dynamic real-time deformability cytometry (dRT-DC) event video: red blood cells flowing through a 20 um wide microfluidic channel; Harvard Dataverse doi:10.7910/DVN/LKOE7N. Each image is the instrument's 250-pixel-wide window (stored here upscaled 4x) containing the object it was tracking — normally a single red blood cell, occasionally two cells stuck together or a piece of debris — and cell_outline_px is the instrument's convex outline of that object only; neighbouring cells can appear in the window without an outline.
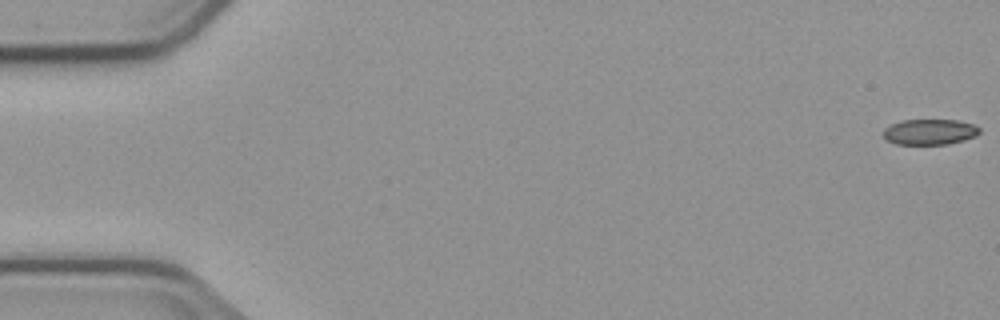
{"species": "common noctule bat (a hibernating species)", "species_latin": "Nyctalus noctula", "temperature_condition": "cold", "stored_images_in_passage": 6, "camera_frame_rate_fps": 3000, "um_per_image_px": 0.085, "animal": {"sex": "male", "body_mass_g": 23.1, "forearm_length_mm": 52.7}, "frame": {"image": 1, "passage_image": 1, "time_ms": 0.0, "image_size_px": [1000, 320], "cell_outline_px": [[980, 132], [976, 136], [964, 140], [948, 144], [896, 144], [888, 140], [884, 136], [884, 128], [900, 120], [956, 120], [976, 124], [980, 128]], "centroid_in_image_um": [79.07, 11.2], "position_along_channel_um": 5.9, "area_um2": 14.39}}
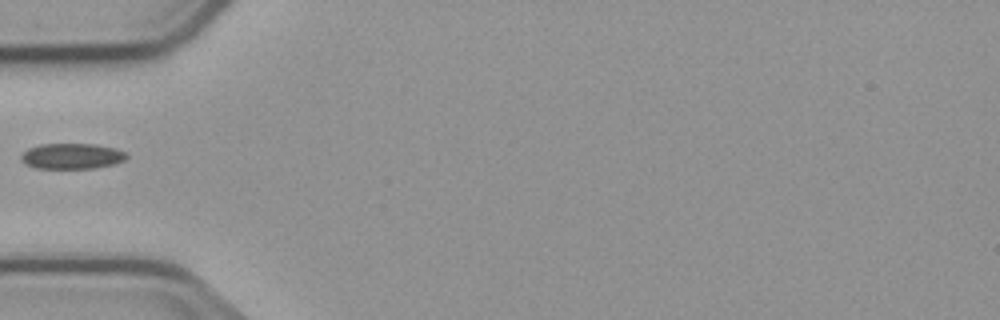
{"frame": {"image": 2, "passage_image": 5, "time_ms": 6.0, "image_size_px": [1000, 320], "cell_outline_px": [[128, 156], [124, 160], [112, 164], [96, 168], [36, 168], [24, 164], [20, 160], [20, 156], [28, 148], [40, 144], [92, 144], [112, 148], [124, 152]], "centroid_in_image_um": [6.04, 13.27], "position_along_channel_um": 79.0, "area_um2": 15.61}}
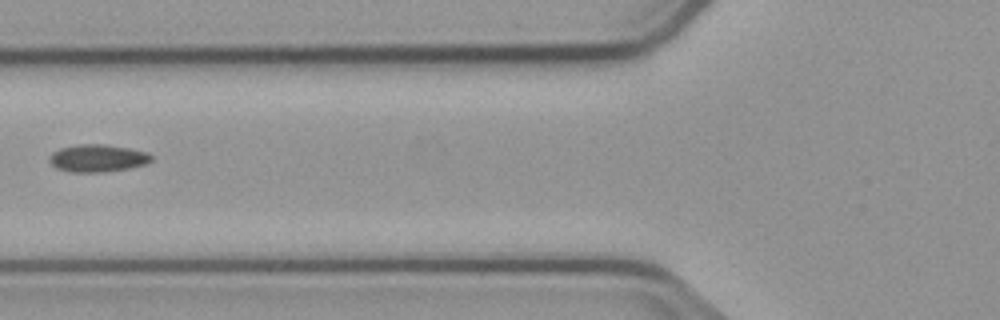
{"frame": {"image": 3, "passage_image": 6, "time_ms": 7.0, "image_size_px": [1000, 320], "cell_outline_px": [[152, 160], [148, 164], [128, 168], [100, 172], [72, 172], [56, 168], [52, 164], [52, 152], [60, 148], [80, 144], [104, 144], [128, 148], [148, 152], [152, 156]], "centroid_in_image_um": [8.35, 13.44], "position_along_channel_um": 117.5, "area_um2": 16.13}}